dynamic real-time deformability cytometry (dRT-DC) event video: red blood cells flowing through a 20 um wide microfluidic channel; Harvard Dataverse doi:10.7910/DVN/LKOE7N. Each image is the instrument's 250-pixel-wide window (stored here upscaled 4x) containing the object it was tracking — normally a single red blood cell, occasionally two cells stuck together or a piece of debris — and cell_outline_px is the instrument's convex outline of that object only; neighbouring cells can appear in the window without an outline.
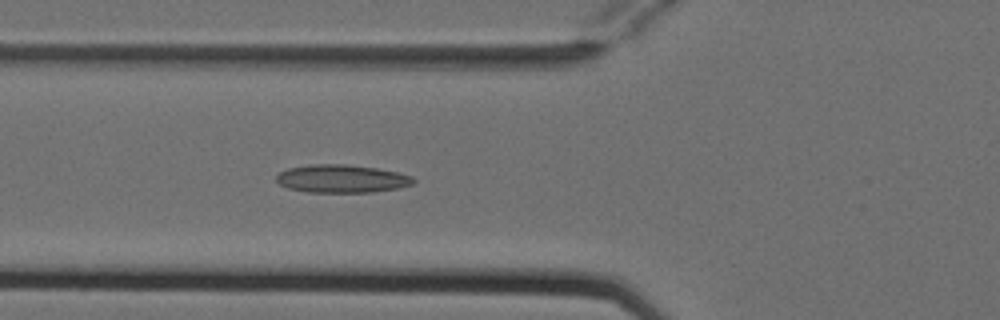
{"species": "Egyptian fruit bat (a non-hibernating species)", "species_latin": "Rousettus aegyptiacus", "temperature_condition": "cold", "stored_images_in_passage": 6, "camera_frame_rate_fps": 3000, "um_per_image_px": 0.085, "animal": {"sex": "female"}, "frame": {"image": 1, "passage_image": 6, "time_ms": 1.667, "image_size_px": [1000, 320], "cell_outline_px": [[416, 180], [412, 184], [400, 188], [372, 192], [308, 192], [288, 188], [280, 184], [276, 180], [276, 176], [280, 172], [288, 168], [312, 164], [348, 164], [376, 168], [396, 172], [412, 176]], "centroid_in_image_um": [29.05, 15.19], "position_along_channel_um": 96.7, "area_um2": 22.37}}